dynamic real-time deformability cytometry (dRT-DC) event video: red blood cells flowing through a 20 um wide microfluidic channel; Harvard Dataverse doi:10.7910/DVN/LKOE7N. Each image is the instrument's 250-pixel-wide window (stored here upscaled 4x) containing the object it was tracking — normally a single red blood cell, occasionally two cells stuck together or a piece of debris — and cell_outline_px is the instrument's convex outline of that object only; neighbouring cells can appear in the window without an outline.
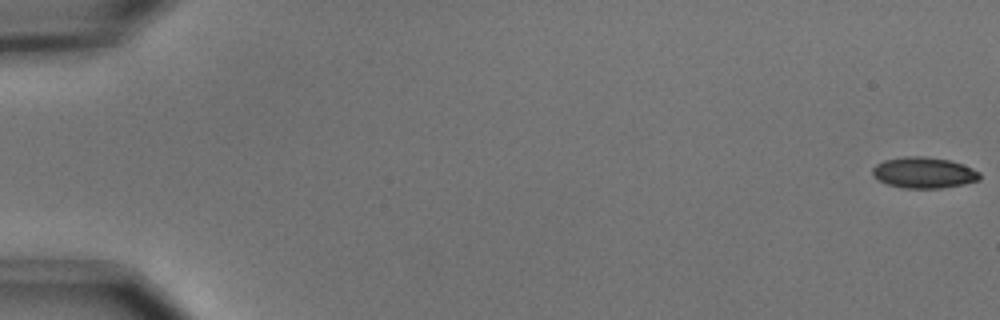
{"species": "common noctule bat (a hibernating species)", "species_latin": "Nyctalus noctula", "temperature_condition": "cold", "stored_images_in_passage": 56, "camera_frame_rate_fps": 3000, "um_per_image_px": 0.085, "animal": {"sex": "male", "body_mass_g": 15.6}, "frame": {"image": 1, "passage_image": 1, "time_ms": 0.0, "image_size_px": [1000, 320], "cell_outline_px": [[980, 180], [964, 184], [940, 188], [904, 188], [888, 184], [872, 176], [872, 168], [876, 164], [884, 160], [904, 156], [924, 156], [952, 160], [972, 168], [980, 172]], "centroid_in_image_um": [78.53, 14.67], "position_along_channel_um": 6.5, "area_um2": 19.48}}
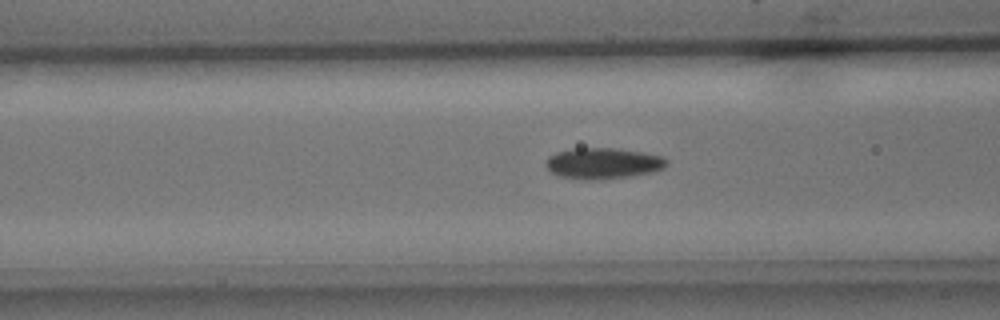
{"frame": {"image": 2, "passage_image": 23, "time_ms": 7.333, "image_size_px": [1000, 320], "cell_outline_px": [[668, 164], [664, 168], [652, 172], [628, 176], [592, 180], [588, 180], [560, 176], [552, 172], [544, 164], [548, 156], [556, 152], [572, 148], [620, 148], [660, 156], [668, 160]], "centroid_in_image_um": [51.24, 13.87], "position_along_channel_um": 115.4, "area_um2": 21.73}}
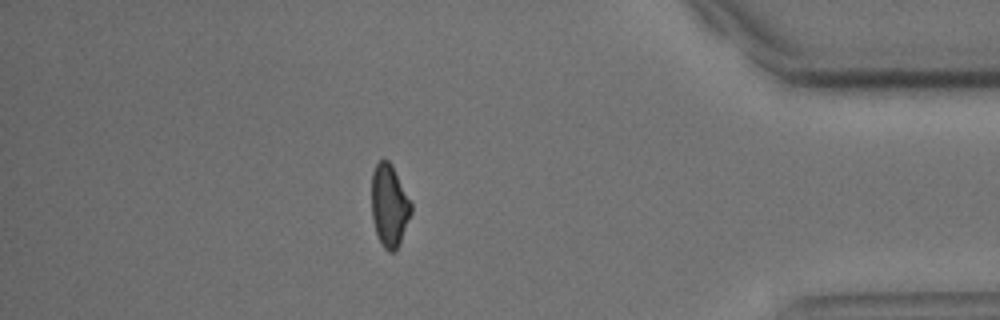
{"frame": {"image": 3, "passage_image": 49, "time_ms": 16.0, "image_size_px": [1000, 320], "cell_outline_px": [[412, 212], [400, 244], [396, 252], [388, 252], [384, 248], [376, 232], [372, 216], [372, 172], [376, 164], [380, 160], [388, 160], [392, 164], [412, 204]], "centroid_in_image_um": [33.11, 17.49], "position_along_channel_um": 402.1, "area_um2": 19.02}, "authors_computed_cell_mechanics": {"area_um2": 20.1722, "velocity_mm_per_s": 3.6936, "shape_relaxation_time_tau1_ms": 4.1117, "shape_relaxation_time_tau2_ms": 9.9473, "deformation_change_tau1": 0.1117, "deformation_change_tau2": 0.1427}}